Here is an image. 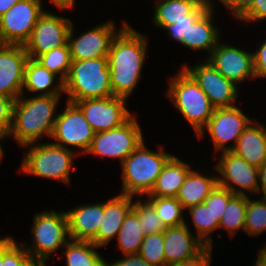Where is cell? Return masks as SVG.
I'll use <instances>...</instances> for the list:
<instances>
[{
	"label": "cell",
	"mask_w": 266,
	"mask_h": 266,
	"mask_svg": "<svg viewBox=\"0 0 266 266\" xmlns=\"http://www.w3.org/2000/svg\"><path fill=\"white\" fill-rule=\"evenodd\" d=\"M50 2V4L53 6H55V8L57 7V9H59V11H63L67 9L68 10H72L75 9L74 6L76 4V0H47Z\"/></svg>",
	"instance_id": "obj_47"
},
{
	"label": "cell",
	"mask_w": 266,
	"mask_h": 266,
	"mask_svg": "<svg viewBox=\"0 0 266 266\" xmlns=\"http://www.w3.org/2000/svg\"><path fill=\"white\" fill-rule=\"evenodd\" d=\"M4 237H5V236H3V235H2V236H0V241H1V240H2Z\"/></svg>",
	"instance_id": "obj_55"
},
{
	"label": "cell",
	"mask_w": 266,
	"mask_h": 266,
	"mask_svg": "<svg viewBox=\"0 0 266 266\" xmlns=\"http://www.w3.org/2000/svg\"><path fill=\"white\" fill-rule=\"evenodd\" d=\"M64 95L69 102L114 96L110 82L108 57L72 61L64 81Z\"/></svg>",
	"instance_id": "obj_7"
},
{
	"label": "cell",
	"mask_w": 266,
	"mask_h": 266,
	"mask_svg": "<svg viewBox=\"0 0 266 266\" xmlns=\"http://www.w3.org/2000/svg\"><path fill=\"white\" fill-rule=\"evenodd\" d=\"M266 39V37H264ZM259 42L253 52L254 71L257 79L266 78V40Z\"/></svg>",
	"instance_id": "obj_42"
},
{
	"label": "cell",
	"mask_w": 266,
	"mask_h": 266,
	"mask_svg": "<svg viewBox=\"0 0 266 266\" xmlns=\"http://www.w3.org/2000/svg\"><path fill=\"white\" fill-rule=\"evenodd\" d=\"M127 23L125 19H122L121 26L118 27L113 19H110L99 25L96 24L95 27L80 33L79 36L77 34L76 37L75 24L73 22L69 30L67 42L71 60L82 61L108 57L113 38Z\"/></svg>",
	"instance_id": "obj_11"
},
{
	"label": "cell",
	"mask_w": 266,
	"mask_h": 266,
	"mask_svg": "<svg viewBox=\"0 0 266 266\" xmlns=\"http://www.w3.org/2000/svg\"><path fill=\"white\" fill-rule=\"evenodd\" d=\"M202 0H155L151 23L158 29L180 20H197L209 7Z\"/></svg>",
	"instance_id": "obj_20"
},
{
	"label": "cell",
	"mask_w": 266,
	"mask_h": 266,
	"mask_svg": "<svg viewBox=\"0 0 266 266\" xmlns=\"http://www.w3.org/2000/svg\"><path fill=\"white\" fill-rule=\"evenodd\" d=\"M3 264V239L0 241V266Z\"/></svg>",
	"instance_id": "obj_51"
},
{
	"label": "cell",
	"mask_w": 266,
	"mask_h": 266,
	"mask_svg": "<svg viewBox=\"0 0 266 266\" xmlns=\"http://www.w3.org/2000/svg\"><path fill=\"white\" fill-rule=\"evenodd\" d=\"M248 196L234 194L225 209L222 218L219 221V230L224 229L229 237L236 236V232L245 230V216L247 210Z\"/></svg>",
	"instance_id": "obj_31"
},
{
	"label": "cell",
	"mask_w": 266,
	"mask_h": 266,
	"mask_svg": "<svg viewBox=\"0 0 266 266\" xmlns=\"http://www.w3.org/2000/svg\"><path fill=\"white\" fill-rule=\"evenodd\" d=\"M32 266H48V264H44V263H34Z\"/></svg>",
	"instance_id": "obj_53"
},
{
	"label": "cell",
	"mask_w": 266,
	"mask_h": 266,
	"mask_svg": "<svg viewBox=\"0 0 266 266\" xmlns=\"http://www.w3.org/2000/svg\"><path fill=\"white\" fill-rule=\"evenodd\" d=\"M233 195L234 194L231 193L227 188L217 185L211 194L204 200V203L208 208H210L214 217L220 221L228 202Z\"/></svg>",
	"instance_id": "obj_38"
},
{
	"label": "cell",
	"mask_w": 266,
	"mask_h": 266,
	"mask_svg": "<svg viewBox=\"0 0 266 266\" xmlns=\"http://www.w3.org/2000/svg\"><path fill=\"white\" fill-rule=\"evenodd\" d=\"M11 235L3 238V264L2 266H32L30 254L21 242Z\"/></svg>",
	"instance_id": "obj_37"
},
{
	"label": "cell",
	"mask_w": 266,
	"mask_h": 266,
	"mask_svg": "<svg viewBox=\"0 0 266 266\" xmlns=\"http://www.w3.org/2000/svg\"><path fill=\"white\" fill-rule=\"evenodd\" d=\"M9 138V135L7 134H4V133H0V164L2 162V159H4V149H3V144H2V141H4V139H8Z\"/></svg>",
	"instance_id": "obj_50"
},
{
	"label": "cell",
	"mask_w": 266,
	"mask_h": 266,
	"mask_svg": "<svg viewBox=\"0 0 266 266\" xmlns=\"http://www.w3.org/2000/svg\"><path fill=\"white\" fill-rule=\"evenodd\" d=\"M206 245L185 224L164 231L166 266H172L199 254Z\"/></svg>",
	"instance_id": "obj_19"
},
{
	"label": "cell",
	"mask_w": 266,
	"mask_h": 266,
	"mask_svg": "<svg viewBox=\"0 0 266 266\" xmlns=\"http://www.w3.org/2000/svg\"><path fill=\"white\" fill-rule=\"evenodd\" d=\"M43 67L57 75L63 82L68 76L71 66V54L68 43L52 49L35 59Z\"/></svg>",
	"instance_id": "obj_34"
},
{
	"label": "cell",
	"mask_w": 266,
	"mask_h": 266,
	"mask_svg": "<svg viewBox=\"0 0 266 266\" xmlns=\"http://www.w3.org/2000/svg\"><path fill=\"white\" fill-rule=\"evenodd\" d=\"M14 99L0 94V133L9 135L12 127Z\"/></svg>",
	"instance_id": "obj_39"
},
{
	"label": "cell",
	"mask_w": 266,
	"mask_h": 266,
	"mask_svg": "<svg viewBox=\"0 0 266 266\" xmlns=\"http://www.w3.org/2000/svg\"><path fill=\"white\" fill-rule=\"evenodd\" d=\"M144 140L120 165V193L133 197L147 196L167 161L173 156L166 152L162 144H156L157 150L148 148Z\"/></svg>",
	"instance_id": "obj_3"
},
{
	"label": "cell",
	"mask_w": 266,
	"mask_h": 266,
	"mask_svg": "<svg viewBox=\"0 0 266 266\" xmlns=\"http://www.w3.org/2000/svg\"><path fill=\"white\" fill-rule=\"evenodd\" d=\"M135 113L121 126L97 132L85 155L119 159L120 165L144 140L139 118Z\"/></svg>",
	"instance_id": "obj_8"
},
{
	"label": "cell",
	"mask_w": 266,
	"mask_h": 266,
	"mask_svg": "<svg viewBox=\"0 0 266 266\" xmlns=\"http://www.w3.org/2000/svg\"><path fill=\"white\" fill-rule=\"evenodd\" d=\"M19 1L20 0H0V17Z\"/></svg>",
	"instance_id": "obj_49"
},
{
	"label": "cell",
	"mask_w": 266,
	"mask_h": 266,
	"mask_svg": "<svg viewBox=\"0 0 266 266\" xmlns=\"http://www.w3.org/2000/svg\"><path fill=\"white\" fill-rule=\"evenodd\" d=\"M242 23L258 24L266 21V0H254L251 7L238 19Z\"/></svg>",
	"instance_id": "obj_40"
},
{
	"label": "cell",
	"mask_w": 266,
	"mask_h": 266,
	"mask_svg": "<svg viewBox=\"0 0 266 266\" xmlns=\"http://www.w3.org/2000/svg\"><path fill=\"white\" fill-rule=\"evenodd\" d=\"M213 248L206 246L199 254L195 257L184 260L172 266H211L213 260Z\"/></svg>",
	"instance_id": "obj_43"
},
{
	"label": "cell",
	"mask_w": 266,
	"mask_h": 266,
	"mask_svg": "<svg viewBox=\"0 0 266 266\" xmlns=\"http://www.w3.org/2000/svg\"><path fill=\"white\" fill-rule=\"evenodd\" d=\"M65 102L64 109L58 111L50 142L70 149L80 157L89 149L95 132L81 109L75 103Z\"/></svg>",
	"instance_id": "obj_10"
},
{
	"label": "cell",
	"mask_w": 266,
	"mask_h": 266,
	"mask_svg": "<svg viewBox=\"0 0 266 266\" xmlns=\"http://www.w3.org/2000/svg\"><path fill=\"white\" fill-rule=\"evenodd\" d=\"M128 99L118 96L85 99L74 102L95 133L117 128L125 123L133 112L127 107Z\"/></svg>",
	"instance_id": "obj_16"
},
{
	"label": "cell",
	"mask_w": 266,
	"mask_h": 266,
	"mask_svg": "<svg viewBox=\"0 0 266 266\" xmlns=\"http://www.w3.org/2000/svg\"><path fill=\"white\" fill-rule=\"evenodd\" d=\"M33 216L30 229L31 242L29 244L28 240L27 242L21 240V244L34 263L47 264L52 254L57 255V252L71 240L67 214L65 210L56 211L53 208L36 212Z\"/></svg>",
	"instance_id": "obj_6"
},
{
	"label": "cell",
	"mask_w": 266,
	"mask_h": 266,
	"mask_svg": "<svg viewBox=\"0 0 266 266\" xmlns=\"http://www.w3.org/2000/svg\"><path fill=\"white\" fill-rule=\"evenodd\" d=\"M103 213V201L82 203L66 210L70 239L92 241L98 234Z\"/></svg>",
	"instance_id": "obj_22"
},
{
	"label": "cell",
	"mask_w": 266,
	"mask_h": 266,
	"mask_svg": "<svg viewBox=\"0 0 266 266\" xmlns=\"http://www.w3.org/2000/svg\"><path fill=\"white\" fill-rule=\"evenodd\" d=\"M254 0H222L219 4L223 5L225 10L232 13L235 20H238L252 5Z\"/></svg>",
	"instance_id": "obj_44"
},
{
	"label": "cell",
	"mask_w": 266,
	"mask_h": 266,
	"mask_svg": "<svg viewBox=\"0 0 266 266\" xmlns=\"http://www.w3.org/2000/svg\"><path fill=\"white\" fill-rule=\"evenodd\" d=\"M180 66L195 80L215 108L236 106L241 92L239 87L221 75L208 60L200 59L192 66L187 63Z\"/></svg>",
	"instance_id": "obj_13"
},
{
	"label": "cell",
	"mask_w": 266,
	"mask_h": 266,
	"mask_svg": "<svg viewBox=\"0 0 266 266\" xmlns=\"http://www.w3.org/2000/svg\"><path fill=\"white\" fill-rule=\"evenodd\" d=\"M255 118L248 117L238 105L233 107L215 108L212 117L206 126L197 135L198 139H203L205 132L213 144L215 155L232 151L237 144L238 138ZM231 142V143H230Z\"/></svg>",
	"instance_id": "obj_9"
},
{
	"label": "cell",
	"mask_w": 266,
	"mask_h": 266,
	"mask_svg": "<svg viewBox=\"0 0 266 266\" xmlns=\"http://www.w3.org/2000/svg\"><path fill=\"white\" fill-rule=\"evenodd\" d=\"M24 155L19 166V173L46 180L71 183V173L76 171L73 165L79 155L52 142H36L21 147Z\"/></svg>",
	"instance_id": "obj_4"
},
{
	"label": "cell",
	"mask_w": 266,
	"mask_h": 266,
	"mask_svg": "<svg viewBox=\"0 0 266 266\" xmlns=\"http://www.w3.org/2000/svg\"><path fill=\"white\" fill-rule=\"evenodd\" d=\"M192 167L194 166L187 161L173 155L163 167L151 192L145 197H176Z\"/></svg>",
	"instance_id": "obj_27"
},
{
	"label": "cell",
	"mask_w": 266,
	"mask_h": 266,
	"mask_svg": "<svg viewBox=\"0 0 266 266\" xmlns=\"http://www.w3.org/2000/svg\"><path fill=\"white\" fill-rule=\"evenodd\" d=\"M256 256V260L252 266H266V247L259 248Z\"/></svg>",
	"instance_id": "obj_48"
},
{
	"label": "cell",
	"mask_w": 266,
	"mask_h": 266,
	"mask_svg": "<svg viewBox=\"0 0 266 266\" xmlns=\"http://www.w3.org/2000/svg\"><path fill=\"white\" fill-rule=\"evenodd\" d=\"M259 169V186L257 197L266 199V161L258 168Z\"/></svg>",
	"instance_id": "obj_46"
},
{
	"label": "cell",
	"mask_w": 266,
	"mask_h": 266,
	"mask_svg": "<svg viewBox=\"0 0 266 266\" xmlns=\"http://www.w3.org/2000/svg\"><path fill=\"white\" fill-rule=\"evenodd\" d=\"M145 234L140 226L138 215L131 209L124 218L116 242L122 255L138 254Z\"/></svg>",
	"instance_id": "obj_30"
},
{
	"label": "cell",
	"mask_w": 266,
	"mask_h": 266,
	"mask_svg": "<svg viewBox=\"0 0 266 266\" xmlns=\"http://www.w3.org/2000/svg\"><path fill=\"white\" fill-rule=\"evenodd\" d=\"M202 1H204V2H208V3H210L211 5H216V4H215V1H219V3H220L222 0H202Z\"/></svg>",
	"instance_id": "obj_52"
},
{
	"label": "cell",
	"mask_w": 266,
	"mask_h": 266,
	"mask_svg": "<svg viewBox=\"0 0 266 266\" xmlns=\"http://www.w3.org/2000/svg\"><path fill=\"white\" fill-rule=\"evenodd\" d=\"M28 59L24 45L0 47V94L14 100L21 96Z\"/></svg>",
	"instance_id": "obj_18"
},
{
	"label": "cell",
	"mask_w": 266,
	"mask_h": 266,
	"mask_svg": "<svg viewBox=\"0 0 266 266\" xmlns=\"http://www.w3.org/2000/svg\"><path fill=\"white\" fill-rule=\"evenodd\" d=\"M213 163L218 177V185L227 188L231 193L256 196L259 186L258 167L247 163L232 151H224L213 155ZM256 194V195H255Z\"/></svg>",
	"instance_id": "obj_12"
},
{
	"label": "cell",
	"mask_w": 266,
	"mask_h": 266,
	"mask_svg": "<svg viewBox=\"0 0 266 266\" xmlns=\"http://www.w3.org/2000/svg\"><path fill=\"white\" fill-rule=\"evenodd\" d=\"M196 20H180L176 21L174 24L166 25L163 29L167 32L166 36L177 43L182 42V40H187V31L189 25H192Z\"/></svg>",
	"instance_id": "obj_41"
},
{
	"label": "cell",
	"mask_w": 266,
	"mask_h": 266,
	"mask_svg": "<svg viewBox=\"0 0 266 266\" xmlns=\"http://www.w3.org/2000/svg\"><path fill=\"white\" fill-rule=\"evenodd\" d=\"M132 210L138 215L140 226L145 235L165 231L166 228L158 217L155 208L145 197H133Z\"/></svg>",
	"instance_id": "obj_35"
},
{
	"label": "cell",
	"mask_w": 266,
	"mask_h": 266,
	"mask_svg": "<svg viewBox=\"0 0 266 266\" xmlns=\"http://www.w3.org/2000/svg\"><path fill=\"white\" fill-rule=\"evenodd\" d=\"M133 196L117 194L104 202V213L97 236L91 241L97 247H107L116 240L127 213L132 209Z\"/></svg>",
	"instance_id": "obj_23"
},
{
	"label": "cell",
	"mask_w": 266,
	"mask_h": 266,
	"mask_svg": "<svg viewBox=\"0 0 266 266\" xmlns=\"http://www.w3.org/2000/svg\"><path fill=\"white\" fill-rule=\"evenodd\" d=\"M185 217H188V220L185 221V225L191 230L189 226H193L195 235L200 239L206 246L214 247L213 234L215 231H218L219 221L214 217L210 208L206 204L200 203L197 206L191 207L185 211ZM187 221L191 222L188 223Z\"/></svg>",
	"instance_id": "obj_29"
},
{
	"label": "cell",
	"mask_w": 266,
	"mask_h": 266,
	"mask_svg": "<svg viewBox=\"0 0 266 266\" xmlns=\"http://www.w3.org/2000/svg\"><path fill=\"white\" fill-rule=\"evenodd\" d=\"M148 40V35L129 23L113 38L108 54V66L114 96L129 100V96L137 89L146 65Z\"/></svg>",
	"instance_id": "obj_1"
},
{
	"label": "cell",
	"mask_w": 266,
	"mask_h": 266,
	"mask_svg": "<svg viewBox=\"0 0 266 266\" xmlns=\"http://www.w3.org/2000/svg\"><path fill=\"white\" fill-rule=\"evenodd\" d=\"M169 78L165 95L197 136L209 122L215 107L195 80L182 67Z\"/></svg>",
	"instance_id": "obj_5"
},
{
	"label": "cell",
	"mask_w": 266,
	"mask_h": 266,
	"mask_svg": "<svg viewBox=\"0 0 266 266\" xmlns=\"http://www.w3.org/2000/svg\"><path fill=\"white\" fill-rule=\"evenodd\" d=\"M3 45L4 43L2 42L1 37H0V47H2Z\"/></svg>",
	"instance_id": "obj_54"
},
{
	"label": "cell",
	"mask_w": 266,
	"mask_h": 266,
	"mask_svg": "<svg viewBox=\"0 0 266 266\" xmlns=\"http://www.w3.org/2000/svg\"><path fill=\"white\" fill-rule=\"evenodd\" d=\"M146 199L155 208L165 228L185 224V210L176 197H146Z\"/></svg>",
	"instance_id": "obj_32"
},
{
	"label": "cell",
	"mask_w": 266,
	"mask_h": 266,
	"mask_svg": "<svg viewBox=\"0 0 266 266\" xmlns=\"http://www.w3.org/2000/svg\"><path fill=\"white\" fill-rule=\"evenodd\" d=\"M72 23L71 18L46 10L33 28L30 39L24 44L29 58L36 59L39 55L66 45Z\"/></svg>",
	"instance_id": "obj_15"
},
{
	"label": "cell",
	"mask_w": 266,
	"mask_h": 266,
	"mask_svg": "<svg viewBox=\"0 0 266 266\" xmlns=\"http://www.w3.org/2000/svg\"><path fill=\"white\" fill-rule=\"evenodd\" d=\"M208 60L226 79L238 87L245 81L256 80L253 52L236 45L227 44L223 39L212 50Z\"/></svg>",
	"instance_id": "obj_17"
},
{
	"label": "cell",
	"mask_w": 266,
	"mask_h": 266,
	"mask_svg": "<svg viewBox=\"0 0 266 266\" xmlns=\"http://www.w3.org/2000/svg\"><path fill=\"white\" fill-rule=\"evenodd\" d=\"M27 93H33V96L64 95V82L35 59L29 58L25 66L21 95L27 96Z\"/></svg>",
	"instance_id": "obj_25"
},
{
	"label": "cell",
	"mask_w": 266,
	"mask_h": 266,
	"mask_svg": "<svg viewBox=\"0 0 266 266\" xmlns=\"http://www.w3.org/2000/svg\"><path fill=\"white\" fill-rule=\"evenodd\" d=\"M43 0H20L0 17V37L4 44L24 45L46 11Z\"/></svg>",
	"instance_id": "obj_14"
},
{
	"label": "cell",
	"mask_w": 266,
	"mask_h": 266,
	"mask_svg": "<svg viewBox=\"0 0 266 266\" xmlns=\"http://www.w3.org/2000/svg\"><path fill=\"white\" fill-rule=\"evenodd\" d=\"M138 255L154 266H166L164 232L145 235Z\"/></svg>",
	"instance_id": "obj_36"
},
{
	"label": "cell",
	"mask_w": 266,
	"mask_h": 266,
	"mask_svg": "<svg viewBox=\"0 0 266 266\" xmlns=\"http://www.w3.org/2000/svg\"><path fill=\"white\" fill-rule=\"evenodd\" d=\"M256 118L238 138L232 152L259 168L266 161V126Z\"/></svg>",
	"instance_id": "obj_26"
},
{
	"label": "cell",
	"mask_w": 266,
	"mask_h": 266,
	"mask_svg": "<svg viewBox=\"0 0 266 266\" xmlns=\"http://www.w3.org/2000/svg\"><path fill=\"white\" fill-rule=\"evenodd\" d=\"M211 171L212 173L209 171L208 175L207 172L202 173L198 169L192 168L186 176L184 183L179 188L176 195V198L180 201L185 211L203 203L218 185V177L217 172H215V166H213Z\"/></svg>",
	"instance_id": "obj_24"
},
{
	"label": "cell",
	"mask_w": 266,
	"mask_h": 266,
	"mask_svg": "<svg viewBox=\"0 0 266 266\" xmlns=\"http://www.w3.org/2000/svg\"><path fill=\"white\" fill-rule=\"evenodd\" d=\"M106 266H154L143 259L138 254L135 255H123L120 259L115 261H106Z\"/></svg>",
	"instance_id": "obj_45"
},
{
	"label": "cell",
	"mask_w": 266,
	"mask_h": 266,
	"mask_svg": "<svg viewBox=\"0 0 266 266\" xmlns=\"http://www.w3.org/2000/svg\"><path fill=\"white\" fill-rule=\"evenodd\" d=\"M215 8L216 5H211L192 25H189L187 40H182L180 44L184 48H189L192 52L196 51L198 53L202 50L208 52V56L204 55L200 59H207L212 50L222 40V27L215 25L217 21L214 18L216 15Z\"/></svg>",
	"instance_id": "obj_21"
},
{
	"label": "cell",
	"mask_w": 266,
	"mask_h": 266,
	"mask_svg": "<svg viewBox=\"0 0 266 266\" xmlns=\"http://www.w3.org/2000/svg\"><path fill=\"white\" fill-rule=\"evenodd\" d=\"M61 97L63 96L21 95L14 101L9 138H13L21 147L40 142L46 136L50 138Z\"/></svg>",
	"instance_id": "obj_2"
},
{
	"label": "cell",
	"mask_w": 266,
	"mask_h": 266,
	"mask_svg": "<svg viewBox=\"0 0 266 266\" xmlns=\"http://www.w3.org/2000/svg\"><path fill=\"white\" fill-rule=\"evenodd\" d=\"M266 233V199L248 196L245 216V235L258 237Z\"/></svg>",
	"instance_id": "obj_33"
},
{
	"label": "cell",
	"mask_w": 266,
	"mask_h": 266,
	"mask_svg": "<svg viewBox=\"0 0 266 266\" xmlns=\"http://www.w3.org/2000/svg\"><path fill=\"white\" fill-rule=\"evenodd\" d=\"M100 247L91 241L70 240L58 255L59 260L64 259L66 266H106V258L100 254Z\"/></svg>",
	"instance_id": "obj_28"
}]
</instances>
